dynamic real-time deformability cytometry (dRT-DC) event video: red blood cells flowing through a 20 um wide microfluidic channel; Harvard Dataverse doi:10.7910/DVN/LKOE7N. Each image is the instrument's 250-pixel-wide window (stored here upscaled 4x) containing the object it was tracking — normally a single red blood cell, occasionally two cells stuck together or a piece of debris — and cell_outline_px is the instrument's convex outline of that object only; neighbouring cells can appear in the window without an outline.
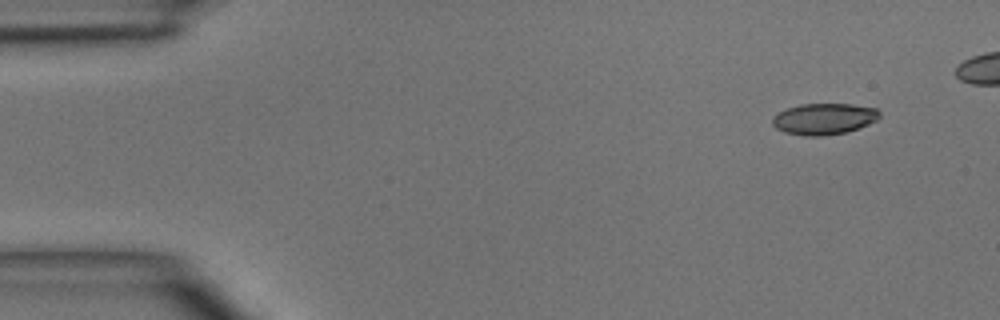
{"species": "common noctule bat (a hibernating species)", "species_latin": "Nyctalus noctula", "temperature_condition": "room temperature", "stored_images_in_passage": 5, "camera_frame_rate_fps": 3000, "um_per_image_px": 0.085, "animal": {"sex": "male", "body_mass_g": 15.6}, "frame": {"image": 1, "passage_image": 1, "time_ms": 0.0, "image_size_px": [1000, 320], "cell_outline_px": [[880, 116], [876, 120], [868, 124], [848, 132], [824, 136], [804, 136], [784, 132], [776, 128], [772, 124], [772, 116], [788, 108], [800, 104], [852, 104], [876, 108], [880, 112]], "centroid_in_image_um": [70.03, 10.11], "position_along_channel_um": 15.0, "area_um2": 19.59}}